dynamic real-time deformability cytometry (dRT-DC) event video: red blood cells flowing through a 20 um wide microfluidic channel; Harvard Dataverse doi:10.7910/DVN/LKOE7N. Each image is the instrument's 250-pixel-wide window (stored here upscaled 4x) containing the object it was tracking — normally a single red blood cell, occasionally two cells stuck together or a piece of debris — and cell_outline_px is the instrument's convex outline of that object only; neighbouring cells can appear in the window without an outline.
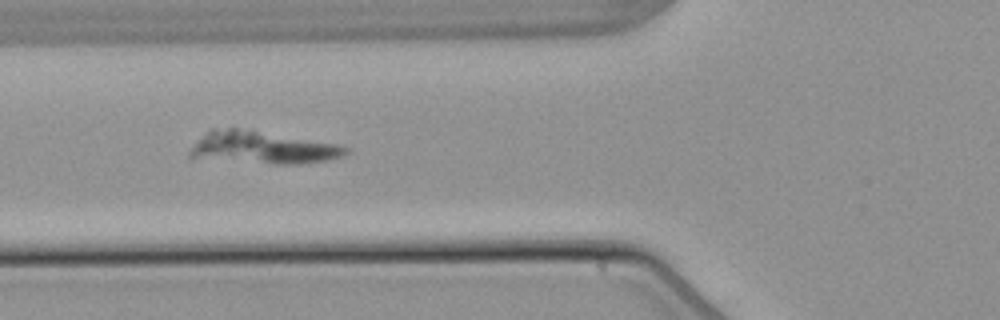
{"species": "common noctule bat (a hibernating species)", "species_latin": "Nyctalus noctula", "temperature_condition": "warm", "stored_images_in_passage": 6, "camera_frame_rate_fps": 3000, "um_per_image_px": 0.085, "animal": {"sex": "male", "body_mass_g": 21.5, "forearm_length_mm": 52.0}, "frame": {"image": 1, "passage_image": 5, "time_ms": 4.667, "image_size_px": [1000, 320], "cell_outline_px": [[352, 148], [344, 156], [324, 160], [300, 164], [276, 164], [188, 156], [188, 152], [212, 128], [236, 128], [340, 144]], "centroid_in_image_um": [22.44, 12.54], "position_along_channel_um": 103.4, "area_um2": 28.55}}